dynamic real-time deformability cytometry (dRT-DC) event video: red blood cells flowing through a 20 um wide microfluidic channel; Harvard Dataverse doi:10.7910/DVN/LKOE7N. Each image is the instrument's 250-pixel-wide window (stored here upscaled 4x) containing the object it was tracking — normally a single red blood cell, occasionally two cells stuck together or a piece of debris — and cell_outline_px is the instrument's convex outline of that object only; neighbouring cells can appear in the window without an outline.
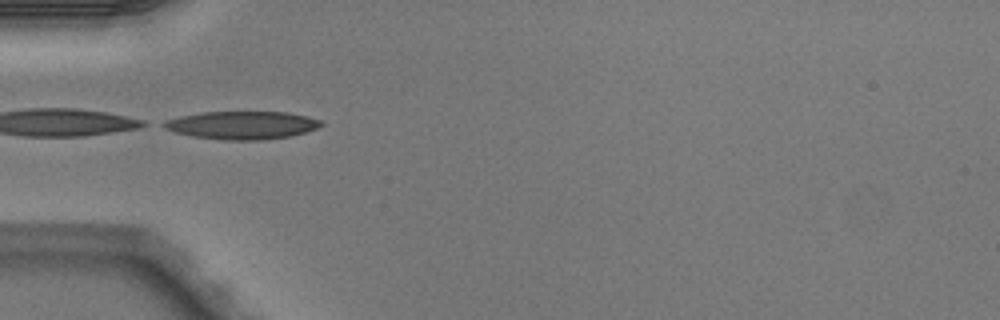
{"species": "Egyptian fruit bat (a non-hibernating species)", "species_latin": "Rousettus aegyptiacus", "temperature_condition": "warm", "stored_images_in_passage": 5, "camera_frame_rate_fps": 3000, "um_per_image_px": 0.085, "animal": {"sex": "male"}, "frame": {"image": 1, "passage_image": 4, "time_ms": 1.0, "image_size_px": [1000, 320], "cell_outline_px": [[324, 124], [316, 128], [292, 136], [260, 140], [224, 140], [192, 136], [176, 132], [164, 128], [156, 124], [164, 120], [180, 116], [204, 112], [288, 112], [308, 116], [320, 120]], "centroid_in_image_um": [20.53, 10.64], "position_along_channel_um": 64.5, "area_um2": 25.78}}
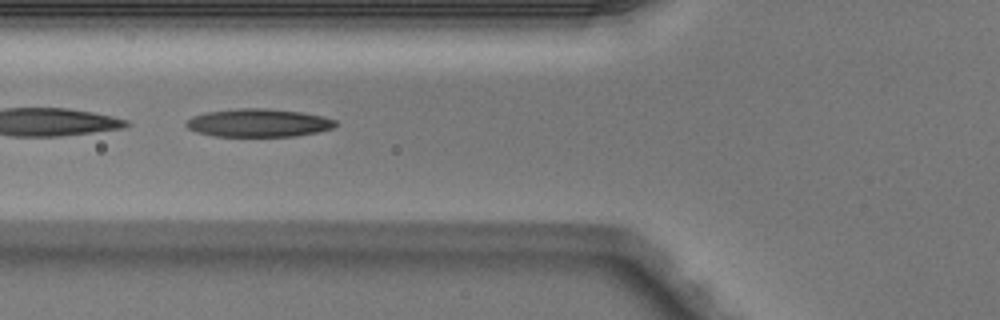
{"frame": {"image": 2, "passage_image": 5, "time_ms": 1.333, "image_size_px": [1000, 320], "cell_outline_px": [[336, 124], [332, 128], [316, 132], [296, 136], [212, 136], [196, 132], [188, 128], [184, 124], [192, 116], [208, 112], [236, 108], [268, 108], [300, 112], [320, 116], [336, 120]], "centroid_in_image_um": [21.93, 10.44], "position_along_channel_um": 103.9, "area_um2": 24.33}}